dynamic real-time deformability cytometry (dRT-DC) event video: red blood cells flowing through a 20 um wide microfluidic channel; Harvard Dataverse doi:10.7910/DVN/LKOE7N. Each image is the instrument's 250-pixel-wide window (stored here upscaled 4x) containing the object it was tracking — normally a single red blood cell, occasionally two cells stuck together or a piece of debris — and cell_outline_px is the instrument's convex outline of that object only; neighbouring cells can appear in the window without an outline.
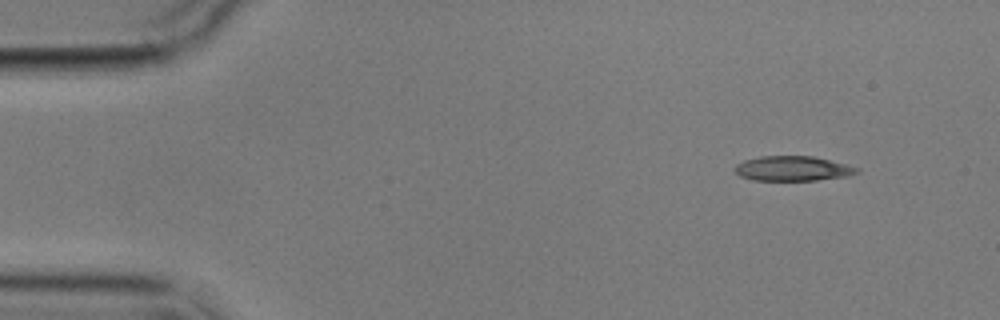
{"species": "common noctule bat (a hibernating species)", "species_latin": "Nyctalus noctula", "temperature_condition": "cold", "stored_images_in_passage": 6, "camera_frame_rate_fps": 3000, "um_per_image_px": 0.085, "animal": {"sex": "male", "body_mass_g": 17.9}, "frame": {"image": 1, "passage_image": 1, "time_ms": 0.0, "image_size_px": [1000, 320], "cell_outline_px": [[860, 172], [848, 176], [816, 180], [752, 180], [740, 176], [736, 172], [736, 164], [744, 160], [760, 156], [812, 156], [848, 164], [860, 168]], "centroid_in_image_um": [67.42, 14.32], "position_along_channel_um": 17.6, "area_um2": 17.69}}
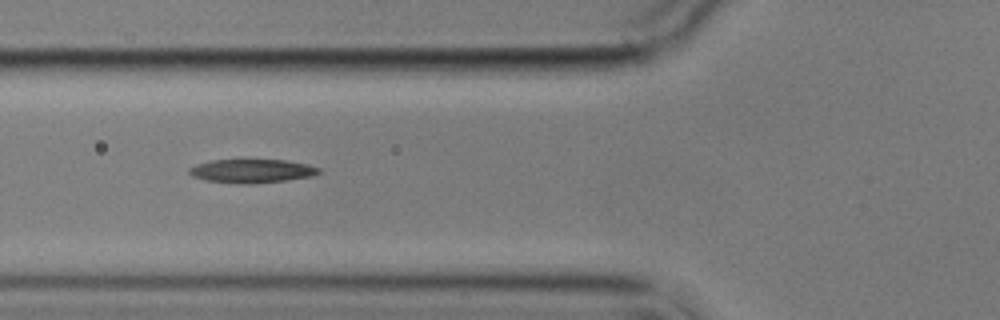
{"frame": {"image": 2, "passage_image": 5, "time_ms": 5.0, "image_size_px": [1000, 320], "cell_outline_px": [[320, 172], [312, 176], [288, 180], [256, 184], [240, 184], [204, 180], [192, 176], [188, 172], [188, 168], [196, 164], [212, 160], [288, 160], [308, 164], [320, 168]], "centroid_in_image_um": [21.4, 14.54], "position_along_channel_um": 104.4, "area_um2": 18.09}}
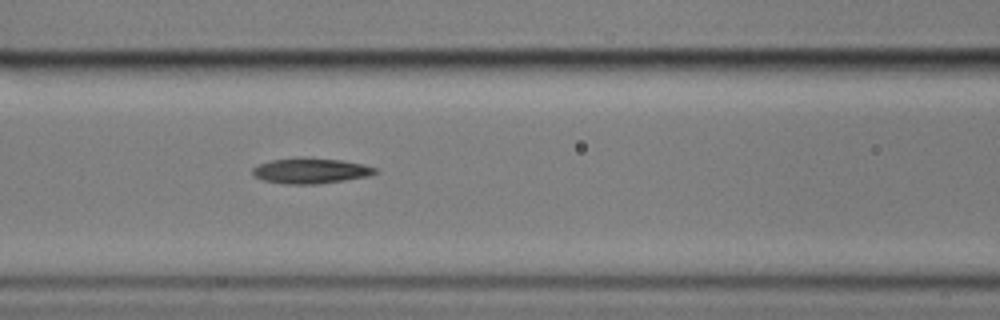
{"frame": {"image": 3, "passage_image": 6, "time_ms": 6.0, "image_size_px": [1000, 320], "cell_outline_px": [[380, 172], [368, 176], [344, 180], [316, 184], [284, 184], [264, 180], [252, 176], [252, 168], [260, 164], [272, 160], [296, 156], [300, 156], [340, 160], [364, 164], [376, 168]], "centroid_in_image_um": [26.39, 14.5], "position_along_channel_um": 140.2, "area_um2": 18.44}}